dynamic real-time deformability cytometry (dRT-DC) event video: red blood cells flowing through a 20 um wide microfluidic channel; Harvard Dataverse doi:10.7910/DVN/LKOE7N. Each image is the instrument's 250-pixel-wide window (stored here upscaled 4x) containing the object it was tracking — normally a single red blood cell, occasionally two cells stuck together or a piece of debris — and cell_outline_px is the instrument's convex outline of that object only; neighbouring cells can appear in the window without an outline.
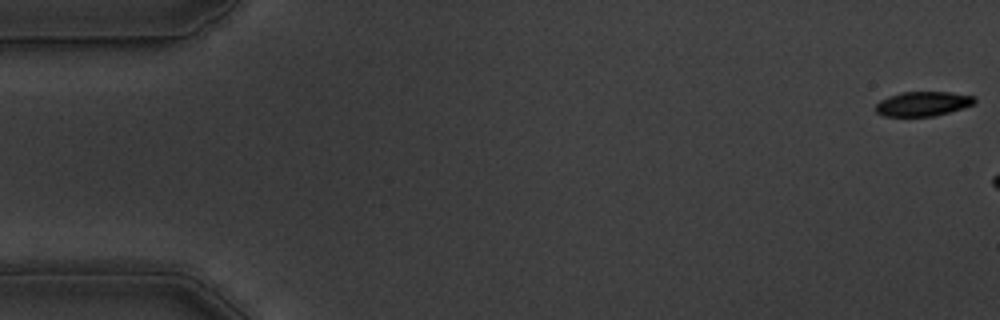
{"species": "common noctule bat (a hibernating species)", "species_latin": "Nyctalus noctula", "temperature_condition": "warm", "stored_images_in_passage": 6, "camera_frame_rate_fps": 3000, "um_per_image_px": 0.085, "animal": {"sex": "male", "body_mass_g": 19.5, "forearm_length_mm": 54.6}, "frame": {"image": 1, "passage_image": 1, "time_ms": 0.0, "image_size_px": [1000, 320], "cell_outline_px": [[976, 104], [936, 116], [884, 116], [876, 112], [876, 104], [880, 100], [888, 96], [900, 92], [948, 92], [976, 96]], "centroid_in_image_um": [78.47, 8.82], "position_along_channel_um": 6.5, "area_um2": 14.28}}